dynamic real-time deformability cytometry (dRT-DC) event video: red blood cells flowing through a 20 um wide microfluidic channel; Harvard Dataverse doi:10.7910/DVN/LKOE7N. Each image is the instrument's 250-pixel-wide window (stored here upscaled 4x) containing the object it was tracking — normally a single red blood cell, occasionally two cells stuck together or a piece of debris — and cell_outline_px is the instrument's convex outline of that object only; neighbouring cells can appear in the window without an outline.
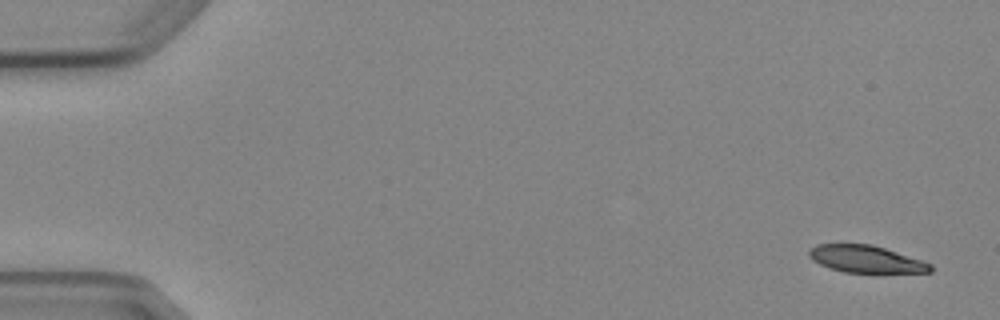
{"species": "Egyptian fruit bat (a non-hibernating species)", "species_latin": "Rousettus aegyptiacus", "temperature_condition": "cold", "stored_images_in_passage": 5, "camera_frame_rate_fps": 3000, "um_per_image_px": 0.085, "animal": {"sex": "female"}, "frame": {"image": 1, "passage_image": 1, "time_ms": 0.0, "image_size_px": [1000, 320], "cell_outline_px": [[932, 272], [880, 276], [844, 272], [828, 268], [812, 260], [808, 256], [808, 248], [816, 244], [872, 244], [932, 264]], "centroid_in_image_um": [73.63, 22.09], "position_along_channel_um": 11.4, "area_um2": 20.35}}
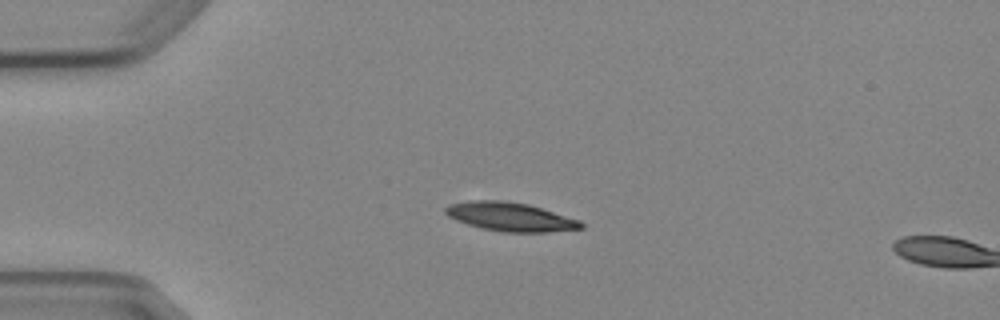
{"frame": {"image": 2, "passage_image": 4, "time_ms": 3.667, "image_size_px": [1000, 320], "cell_outline_px": [[584, 228], [548, 232], [504, 232], [480, 228], [456, 220], [448, 216], [444, 212], [444, 208], [448, 204], [468, 200], [504, 200], [528, 204], [580, 220], [584, 224]], "centroid_in_image_um": [43.35, 18.42], "position_along_channel_um": 41.7, "area_um2": 22.83}}